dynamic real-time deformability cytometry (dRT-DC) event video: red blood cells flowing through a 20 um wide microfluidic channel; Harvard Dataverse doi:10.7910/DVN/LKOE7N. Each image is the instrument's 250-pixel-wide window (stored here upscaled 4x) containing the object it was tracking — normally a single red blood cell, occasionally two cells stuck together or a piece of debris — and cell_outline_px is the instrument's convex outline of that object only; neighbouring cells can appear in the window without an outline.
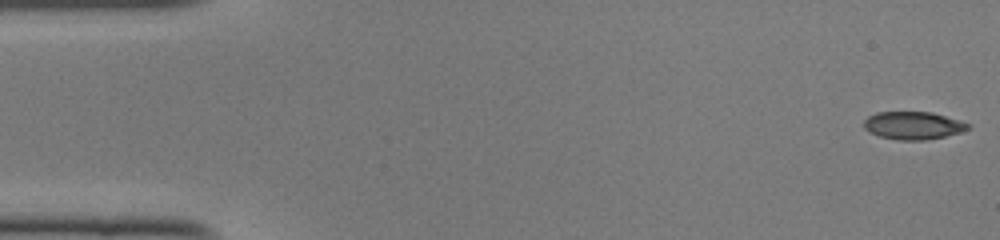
{"species": "common noctule bat (a hibernating species)", "species_latin": "Nyctalus noctula", "temperature_condition": "cold", "stored_images_in_passage": 48, "camera_frame_rate_fps": 3000, "um_per_image_px": 0.085, "animal": {"sex": "female", "body_mass_g": 22.0, "forearm_length_mm": 56.7}, "frame": {"image": 1, "passage_image": 1, "time_ms": 0.0, "image_size_px": [1000, 240], "cell_outline_px": [[972, 128], [960, 132], [944, 136], [924, 140], [900, 140], [880, 136], [868, 132], [864, 128], [864, 120], [868, 116], [876, 112], [932, 112], [960, 120], [972, 124]], "centroid_in_image_um": [77.64, 10.66], "position_along_channel_um": 7.4, "area_um2": 16.94}}
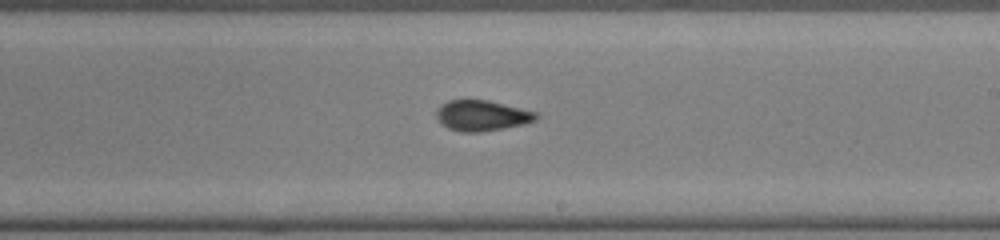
{"frame": {"image": 2, "passage_image": 28, "time_ms": 9.0, "image_size_px": [1000, 240], "cell_outline_px": [[540, 116], [536, 120], [520, 124], [480, 132], [464, 132], [448, 128], [436, 116], [436, 108], [440, 104], [448, 100], [488, 100], [536, 112]], "centroid_in_image_um": [40.93, 9.8], "position_along_channel_um": 248.1, "area_um2": 17.46}}
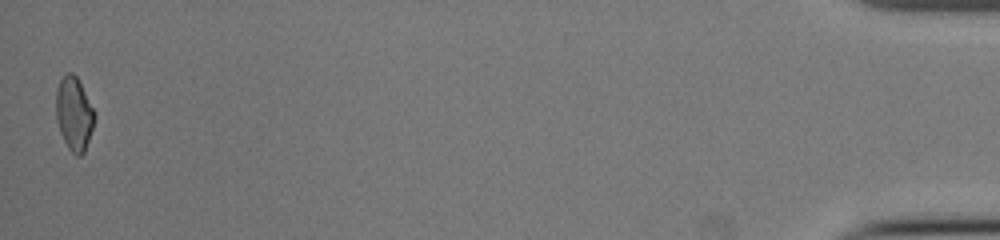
{"frame": {"image": 3, "passage_image": 48, "time_ms": 15.667, "image_size_px": [1000, 240], "cell_outline_px": [[96, 116], [84, 152], [80, 156], [76, 156], [68, 148], [60, 132], [56, 116], [56, 88], [60, 80], [68, 72], [72, 72], [76, 76], [96, 112]], "centroid_in_image_um": [6.3, 9.66], "position_along_channel_um": 428.9, "area_um2": 16.42}, "authors_computed_cell_mechanics": {"area_um2": 17.4267, "velocity_mm_per_s": 4.1358, "shape_relaxation_time_tau1_ms": null, "shape_relaxation_time_tau2_ms": 1.404, "deformation_change_tau1": null, "deformation_change_tau2": 0.0555}}